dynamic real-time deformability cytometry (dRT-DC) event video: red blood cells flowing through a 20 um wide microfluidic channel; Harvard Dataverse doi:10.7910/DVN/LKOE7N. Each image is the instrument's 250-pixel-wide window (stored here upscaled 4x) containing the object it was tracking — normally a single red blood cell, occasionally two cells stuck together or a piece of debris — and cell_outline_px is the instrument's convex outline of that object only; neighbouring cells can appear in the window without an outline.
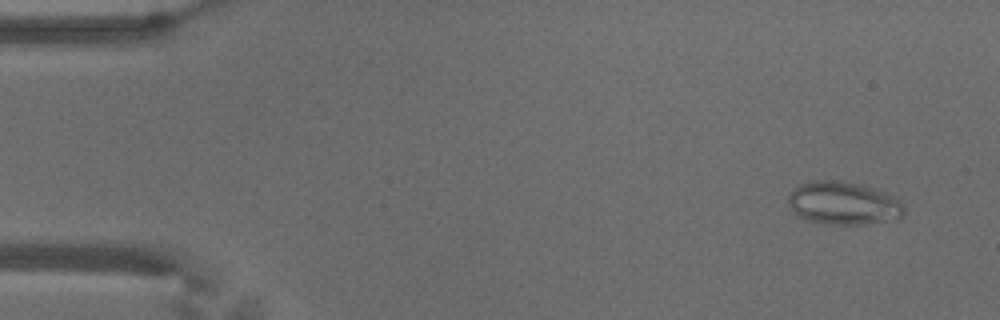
{"species": "common noctule bat (a hibernating species)", "species_latin": "Nyctalus noctula", "temperature_condition": "warm", "stored_images_in_passage": 55, "camera_frame_rate_fps": 3000, "um_per_image_px": 0.085, "animal": {"sex": "male", "body_mass_g": 18.8}, "frame": {"image": 1, "passage_image": 4, "time_ms": 1.0, "image_size_px": [1000, 320], "cell_outline_px": [[904, 216], [868, 224], [824, 224], [808, 220], [796, 216], [792, 212], [788, 204], [788, 196], [792, 188], [800, 184], [812, 180], [840, 180], [864, 184], [888, 192], [896, 196], [904, 208]], "centroid_in_image_um": [71.66, 17.25], "position_along_channel_um": 13.3, "area_um2": 29.65}}
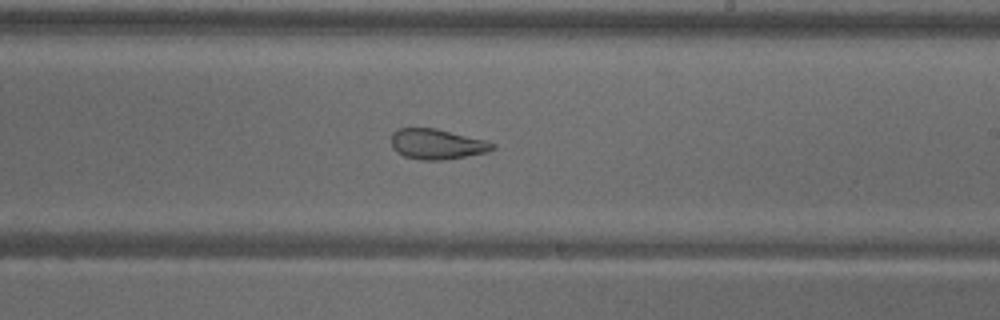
{"frame": {"image": 2, "passage_image": 33, "time_ms": 10.667, "image_size_px": [1000, 320], "cell_outline_px": [[496, 148], [488, 152], [444, 160], [420, 160], [404, 156], [396, 152], [392, 148], [392, 132], [396, 128], [436, 128], [484, 140], [496, 144]], "centroid_in_image_um": [37.12, 12.25], "position_along_channel_um": 251.9, "area_um2": 17.98}}
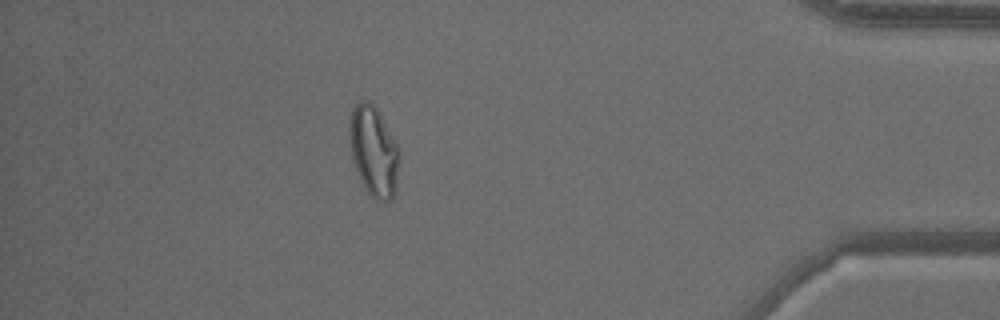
{"frame": {"image": 3, "passage_image": 49, "time_ms": 16.0, "image_size_px": [1000, 320], "cell_outline_px": [[400, 160], [396, 188], [392, 196], [388, 200], [376, 200], [364, 188], [352, 160], [348, 136], [348, 124], [352, 108], [360, 100], [368, 100], [380, 112], [400, 148]], "centroid_in_image_um": [31.76, 12.81], "position_along_channel_um": 403.4, "area_um2": 26.7}, "authors_computed_cell_mechanics": {"area_um2": 24.6228, "velocity_mm_per_s": 3.656, "shape_relaxation_time_tau1_ms": null, "shape_relaxation_time_tau2_ms": 1.5943, "deformation_change_tau1": null, "deformation_change_tau2": 0.0832}}